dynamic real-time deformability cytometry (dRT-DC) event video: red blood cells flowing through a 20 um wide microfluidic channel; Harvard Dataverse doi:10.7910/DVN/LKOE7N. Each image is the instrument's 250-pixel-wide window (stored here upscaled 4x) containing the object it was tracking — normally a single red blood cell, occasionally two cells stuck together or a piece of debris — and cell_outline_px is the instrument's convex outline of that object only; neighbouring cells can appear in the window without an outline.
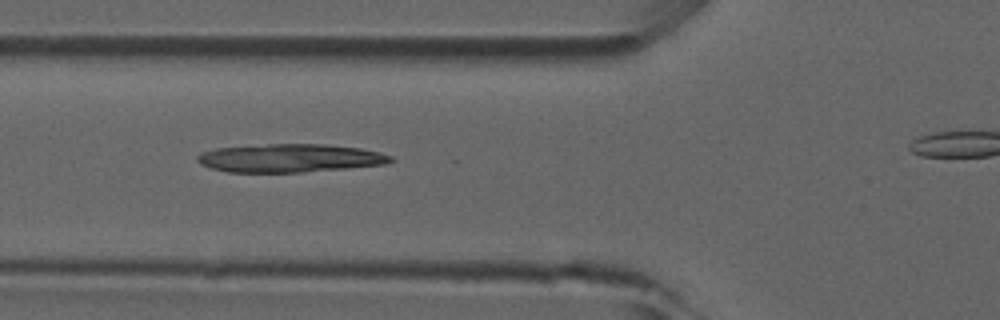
{"species": "common noctule bat (a hibernating species)", "species_latin": "Nyctalus noctula", "temperature_condition": "room temperature", "stored_images_in_passage": 39, "camera_frame_rate_fps": 3000, "um_per_image_px": 0.085, "animal": {"sex": "male", "forearm_length_mm": 52.5}, "frame": {"image": 1, "passage_image": 17, "time_ms": 5.333, "image_size_px": [1000, 320], "cell_outline_px": [[396, 160], [388, 164], [348, 168], [300, 172], [228, 172], [212, 168], [200, 164], [196, 160], [196, 156], [200, 152], [216, 148], [268, 144], [324, 144], [360, 148], [380, 152], [392, 156]], "centroid_in_image_um": [24.66, 13.44], "position_along_channel_um": 101.1, "area_um2": 32.02}}